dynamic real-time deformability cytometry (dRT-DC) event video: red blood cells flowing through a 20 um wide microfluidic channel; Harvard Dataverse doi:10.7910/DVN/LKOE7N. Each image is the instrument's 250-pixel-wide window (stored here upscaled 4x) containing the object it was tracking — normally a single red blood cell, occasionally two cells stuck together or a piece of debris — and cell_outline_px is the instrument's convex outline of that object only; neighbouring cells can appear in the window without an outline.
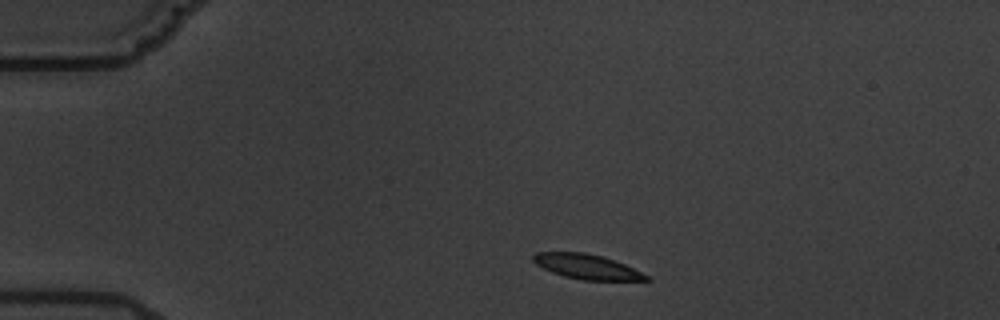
{"species": "common noctule bat (a hibernating species)", "species_latin": "Nyctalus noctula", "temperature_condition": "warm", "stored_images_in_passage": 2, "camera_frame_rate_fps": 3000, "um_per_image_px": 0.085, "animal": {"sex": "male", "body_mass_g": 19.5, "forearm_length_mm": 54.6}, "frame": {"image": 1, "passage_image": 1, "time_ms": 0.0, "image_size_px": [1000, 320], "cell_outline_px": [[652, 280], [584, 280], [564, 276], [552, 272], [536, 264], [532, 260], [532, 256], [536, 252], [584, 252], [600, 256], [624, 264], [648, 276]], "centroid_in_image_um": [49.84, 22.66], "position_along_channel_um": 35.2, "area_um2": 16.01}}